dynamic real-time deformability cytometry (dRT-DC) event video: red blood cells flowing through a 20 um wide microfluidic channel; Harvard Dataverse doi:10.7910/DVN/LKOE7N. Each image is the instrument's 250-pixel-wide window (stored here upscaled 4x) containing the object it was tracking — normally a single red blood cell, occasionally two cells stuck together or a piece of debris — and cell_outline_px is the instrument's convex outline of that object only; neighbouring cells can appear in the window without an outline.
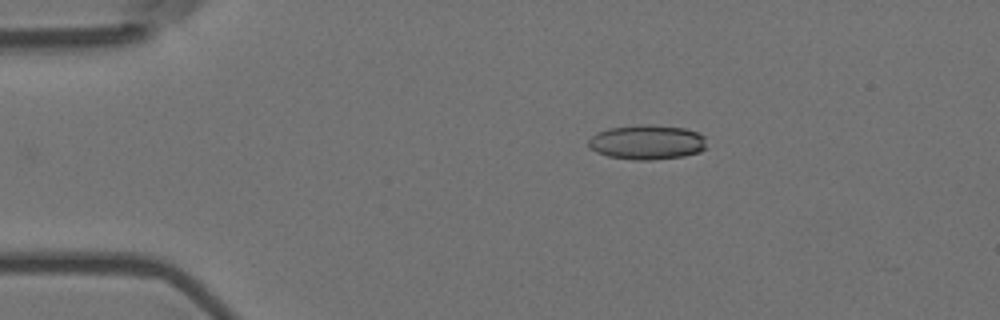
{"species": "Egyptian fruit bat (a non-hibernating species)", "species_latin": "Rousettus aegyptiacus", "temperature_condition": "room temperature", "stored_images_in_passage": 2, "camera_frame_rate_fps": 3000, "um_per_image_px": 0.085, "animal": {"sex": "female"}, "frame": {"image": 1, "passage_image": 2, "time_ms": 0.333, "image_size_px": [1000, 320], "cell_outline_px": [[708, 148], [700, 152], [684, 156], [652, 160], [636, 160], [608, 156], [596, 152], [588, 144], [588, 140], [596, 132], [608, 128], [636, 124], [648, 124], [684, 128], [696, 132], [704, 136]], "centroid_in_image_um": [55.01, 12.08], "position_along_channel_um": 30.0, "area_um2": 24.1}}